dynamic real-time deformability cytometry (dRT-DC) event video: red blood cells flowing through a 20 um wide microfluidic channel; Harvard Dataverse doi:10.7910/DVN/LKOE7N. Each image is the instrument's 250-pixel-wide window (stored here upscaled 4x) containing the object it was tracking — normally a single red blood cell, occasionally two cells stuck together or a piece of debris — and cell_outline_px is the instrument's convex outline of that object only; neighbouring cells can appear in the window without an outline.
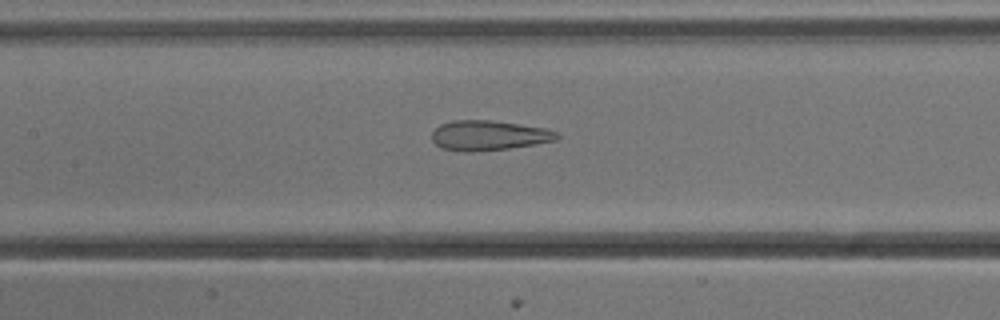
{"species": "common noctule bat (a hibernating species)", "species_latin": "Nyctalus noctula", "temperature_condition": "cold", "stored_images_in_passage": 53, "camera_frame_rate_fps": 3000, "um_per_image_px": 0.085, "animal": {"sex": "male", "body_mass_g": 13.3}, "frame": {"image": 1, "passage_image": 24, "time_ms": 7.667, "image_size_px": [1000, 320], "cell_outline_px": [[560, 136], [556, 140], [508, 148], [472, 152], [464, 152], [440, 148], [432, 140], [432, 132], [440, 124], [452, 120], [488, 120], [520, 124], [544, 128], [560, 132]], "centroid_in_image_um": [41.52, 11.51], "position_along_channel_um": 165.9, "area_um2": 21.79}}
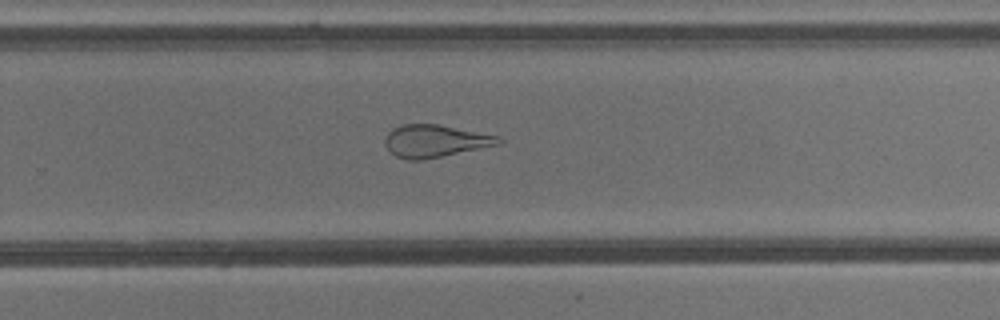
{"frame": {"image": 2, "passage_image": 34, "time_ms": 11.0, "image_size_px": [1000, 320], "cell_outline_px": [[504, 144], [424, 160], [408, 160], [396, 156], [384, 144], [384, 140], [388, 132], [392, 128], [404, 124], [436, 124], [500, 136], [504, 140]], "centroid_in_image_um": [37.03, 11.99], "position_along_channel_um": 292.8, "area_um2": 21.68}}
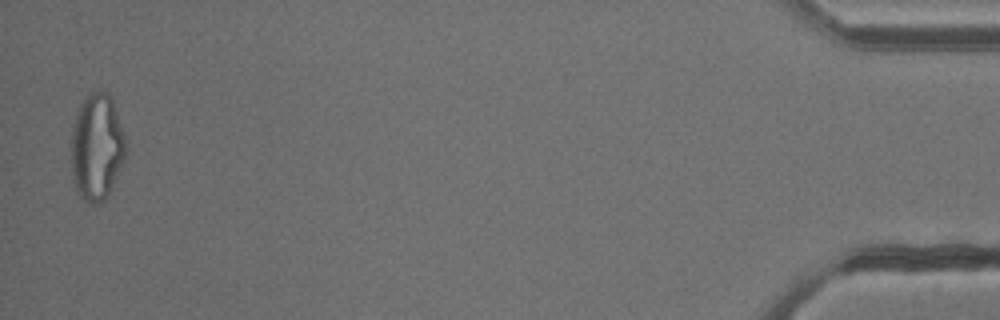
{"frame": {"image": 3, "passage_image": 52, "time_ms": 17.0, "image_size_px": [1000, 320], "cell_outline_px": [[128, 148], [124, 160], [112, 188], [104, 200], [100, 204], [88, 204], [76, 192], [72, 180], [72, 128], [76, 112], [80, 104], [88, 92], [104, 88], [108, 92], [112, 100]], "centroid_in_image_um": [8.22, 12.5], "position_along_channel_um": 427.0, "area_um2": 34.45}, "authors_computed_cell_mechanics": {"area_um2": 28.9578, "velocity_mm_per_s": 3.8337, "shape_relaxation_time_tau1_ms": null, "shape_relaxation_time_tau2_ms": 1.3972, "deformation_change_tau1": null, "deformation_change_tau2": 0.1067}}